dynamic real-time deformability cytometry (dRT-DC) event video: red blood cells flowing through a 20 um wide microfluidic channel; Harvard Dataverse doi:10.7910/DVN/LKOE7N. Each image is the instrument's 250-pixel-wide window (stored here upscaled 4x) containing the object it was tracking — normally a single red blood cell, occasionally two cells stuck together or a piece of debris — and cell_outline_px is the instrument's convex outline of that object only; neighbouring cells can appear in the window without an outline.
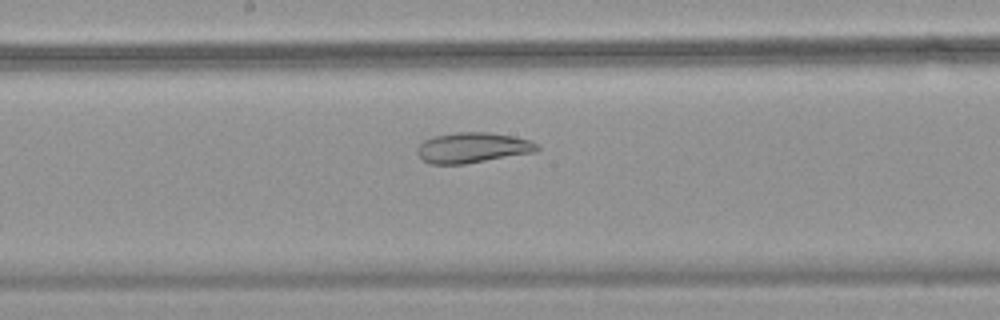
{"species": "common noctule bat (a hibernating species)", "species_latin": "Nyctalus noctula", "temperature_condition": "warm", "stored_images_in_passage": 55, "camera_frame_rate_fps": 3000, "um_per_image_px": 0.085, "animal": {"sex": "female", "body_mass_g": 18.4}, "frame": {"image": 1, "passage_image": 30, "time_ms": 9.667, "image_size_px": [1000, 320], "cell_outline_px": [[540, 148], [536, 152], [464, 164], [428, 164], [416, 152], [416, 148], [424, 140], [432, 136], [460, 132], [488, 132], [512, 136], [532, 140]], "centroid_in_image_um": [40.17, 12.55], "position_along_channel_um": 208.0, "area_um2": 21.27}}
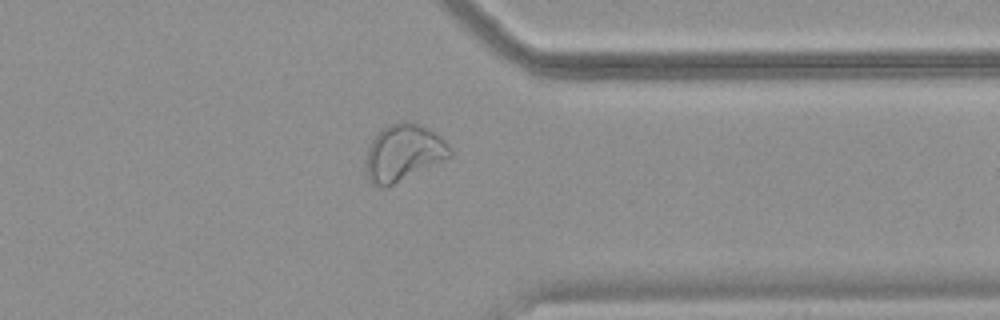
{"frame": {"image": 2, "passage_image": 44, "time_ms": 14.333, "image_size_px": [1000, 320], "cell_outline_px": [[452, 156], [388, 188], [384, 188], [372, 184], [368, 180], [368, 148], [372, 140], [380, 128], [400, 120], [408, 120], [428, 128], [440, 136], [448, 144], [452, 152]], "centroid_in_image_um": [34.32, 12.97], "position_along_channel_um": 377.1, "area_um2": 27.86}}
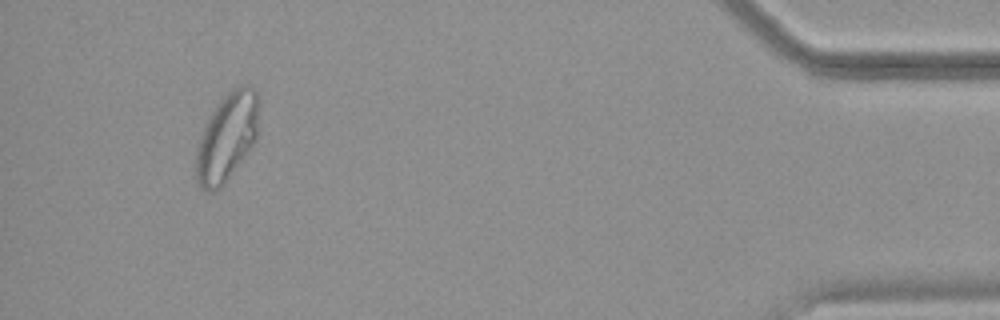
{"frame": {"image": 3, "passage_image": 52, "time_ms": 17.0, "image_size_px": [1000, 320], "cell_outline_px": [[260, 104], [256, 140], [228, 180], [216, 192], [204, 192], [200, 188], [196, 180], [196, 148], [200, 136], [216, 104], [232, 88], [240, 84], [252, 84], [256, 88], [260, 100]], "centroid_in_image_um": [19.32, 11.64], "position_along_channel_um": 415.9, "area_um2": 32.95}, "authors_computed_cell_mechanics": {"area_um2": 29.189, "velocity_mm_per_s": 3.6861, "shape_relaxation_time_tau1_ms": null, "shape_relaxation_time_tau2_ms": 3.0921, "deformation_change_tau1": null, "deformation_change_tau2": 0.0945}}